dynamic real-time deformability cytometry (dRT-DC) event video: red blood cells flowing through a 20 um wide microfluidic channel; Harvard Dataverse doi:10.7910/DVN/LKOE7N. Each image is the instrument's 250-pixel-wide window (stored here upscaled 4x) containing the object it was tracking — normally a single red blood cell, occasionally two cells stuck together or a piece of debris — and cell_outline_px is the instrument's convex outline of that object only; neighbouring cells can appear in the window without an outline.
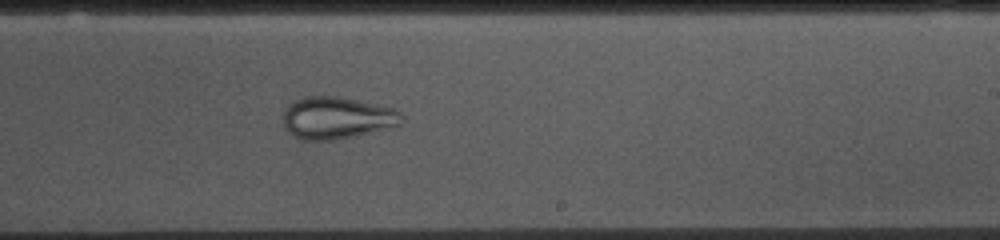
{"species": "common noctule bat (a hibernating species)", "species_latin": "Nyctalus noctula", "temperature_condition": "cold", "stored_images_in_passage": 53, "camera_frame_rate_fps": 3000, "um_per_image_px": 0.085, "animal": {"sex": "female", "body_mass_g": 10.0, "forearm_length_mm": 53.1}, "frame": {"image": 1, "passage_image": 31, "time_ms": 10.0, "image_size_px": [1000, 240], "cell_outline_px": [[400, 124], [388, 128], [336, 140], [304, 140], [292, 136], [288, 132], [284, 124], [284, 108], [288, 104], [296, 100], [308, 96], [336, 96], [376, 104], [392, 108], [400, 112]], "centroid_in_image_um": [28.58, 10.02], "position_along_channel_um": 260.4, "area_um2": 28.78}}
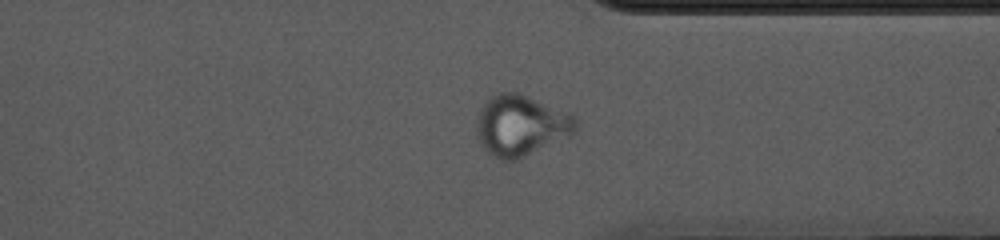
{"frame": {"image": 2, "passage_image": 40, "time_ms": 13.0, "image_size_px": [1000, 240], "cell_outline_px": [[576, 132], [516, 160], [500, 160], [488, 152], [484, 148], [476, 132], [476, 120], [480, 108], [492, 96], [500, 92], [516, 92], [528, 96], [568, 112], [576, 116]], "centroid_in_image_um": [44.26, 10.65], "position_along_channel_um": 367.1, "area_um2": 34.74}}
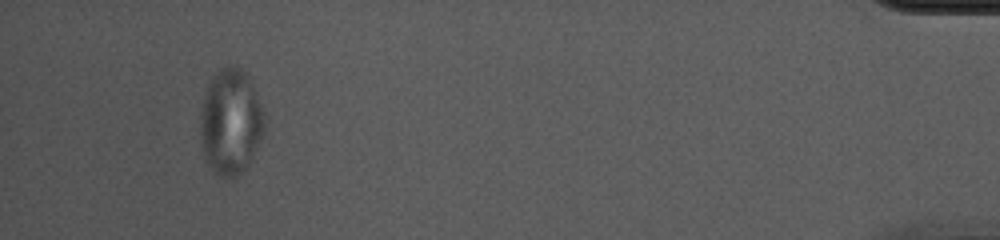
{"frame": {"image": 3, "passage_image": 50, "time_ms": 16.333, "image_size_px": [1000, 240], "cell_outline_px": [[264, 132], [248, 164], [240, 176], [236, 180], [228, 180], [220, 176], [204, 160], [200, 136], [200, 112], [204, 96], [212, 76], [220, 68], [228, 64], [236, 64], [252, 80], [264, 112]], "centroid_in_image_um": [19.6, 10.36], "position_along_channel_um": 415.6, "area_um2": 40.17}}